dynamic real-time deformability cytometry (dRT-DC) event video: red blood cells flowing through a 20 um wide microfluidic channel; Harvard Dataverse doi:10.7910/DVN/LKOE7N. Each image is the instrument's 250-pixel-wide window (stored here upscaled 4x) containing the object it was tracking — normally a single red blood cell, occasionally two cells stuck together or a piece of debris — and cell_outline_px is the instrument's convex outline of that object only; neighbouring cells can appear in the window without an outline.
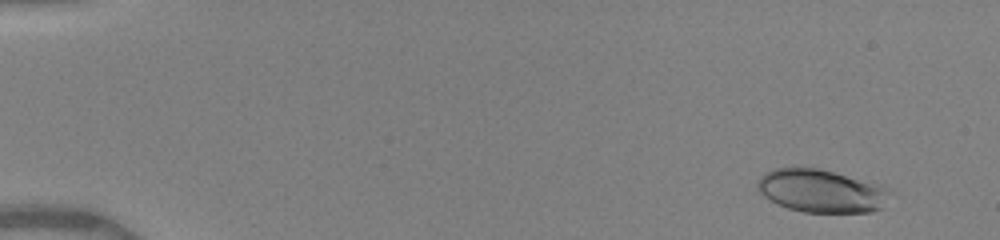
{"species": "human", "species_latin": "Homo sapiens", "temperature_condition": "warm", "stored_images_in_passage": 33, "camera_frame_rate_fps": 3000, "um_per_image_px": 0.085, "donor": {"sex": "female"}, "frame": {"image": 1, "passage_image": 1, "time_ms": 0.0, "image_size_px": [1000, 240], "cell_outline_px": [[892, 192], [884, 208], [872, 212], [804, 212], [788, 208], [764, 196], [760, 192], [760, 176], [772, 168], [820, 168], [884, 184]], "centroid_in_image_um": [69.94, 16.22], "position_along_channel_um": 15.1, "area_um2": 33.41}}
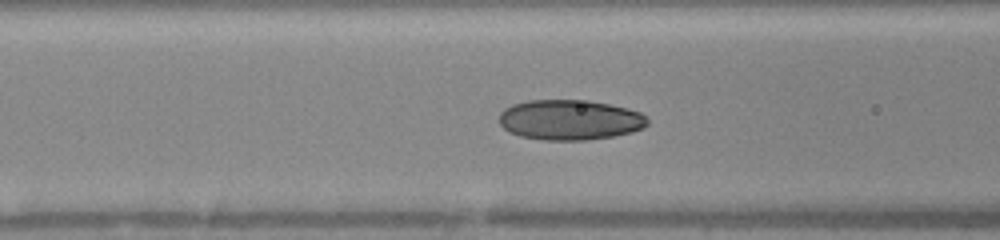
{"frame": {"image": 2, "passage_image": 19, "time_ms": 6.0, "image_size_px": [1000, 240], "cell_outline_px": [[648, 124], [644, 128], [632, 132], [612, 136], [588, 140], [544, 140], [520, 136], [504, 128], [500, 124], [500, 112], [504, 108], [512, 104], [528, 100], [588, 100], [628, 108], [640, 112], [648, 116]], "centroid_in_image_um": [48.47, 10.18], "position_along_channel_um": 118.1, "area_um2": 34.91}}
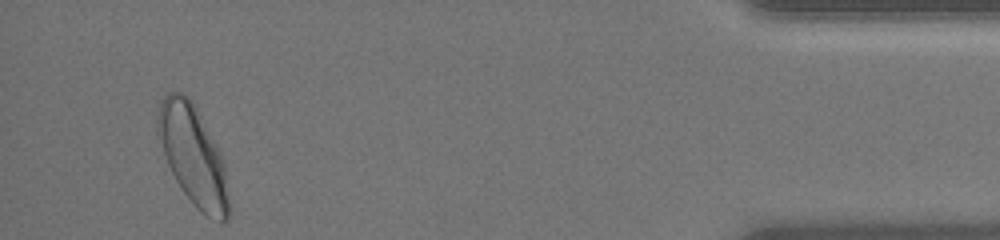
{"frame": {"image": 3, "passage_image": 33, "time_ms": 15.0, "image_size_px": [1000, 240], "cell_outline_px": [[228, 220], [224, 224], [204, 216], [192, 204], [176, 180], [168, 164], [156, 132], [156, 116], [160, 104], [164, 96], [168, 92], [184, 92], [192, 100], [220, 152], [224, 160], [228, 192]], "centroid_in_image_um": [16.41, 13.23], "position_along_channel_um": 418.8, "area_um2": 41.33}, "authors_computed_cell_mechanics": {"area_um2": 33.4662, "velocity_mm_per_s": 4.017, "shape_relaxation_time_tau1_ms": 2.9885, "shape_relaxation_time_tau2_ms": 1.2256, "deformation_change_tau1": 0.1247, "deformation_change_tau2": 0.0593}}